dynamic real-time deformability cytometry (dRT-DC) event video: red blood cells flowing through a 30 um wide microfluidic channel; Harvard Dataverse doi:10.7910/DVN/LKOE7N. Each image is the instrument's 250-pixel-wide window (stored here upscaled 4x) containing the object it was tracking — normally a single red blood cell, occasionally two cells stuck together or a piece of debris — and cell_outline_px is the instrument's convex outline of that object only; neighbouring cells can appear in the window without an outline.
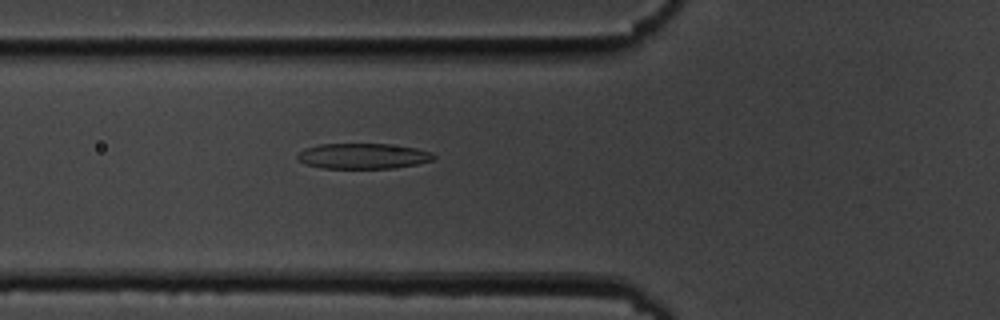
{"species": "common noctule bat (a hibernating species)", "species_latin": "Nyctalus noctula", "temperature_condition": "cold", "stored_images_in_passage": 56, "camera_frame_rate_fps": 3000, "um_per_image_px": 0.085, "animal": {"sex": "male", "body_mass_g": 19.5, "forearm_length_mm": 54.6}, "frame": {"image": 1, "passage_image": 21, "time_ms": 6.667, "image_size_px": [1000, 320], "cell_outline_px": [[436, 156], [432, 160], [416, 164], [392, 168], [320, 168], [304, 164], [296, 156], [304, 148], [320, 144], [388, 144], [416, 148], [432, 152]], "centroid_in_image_um": [30.84, 13.26], "position_along_channel_um": 95.0, "area_um2": 20.17}}
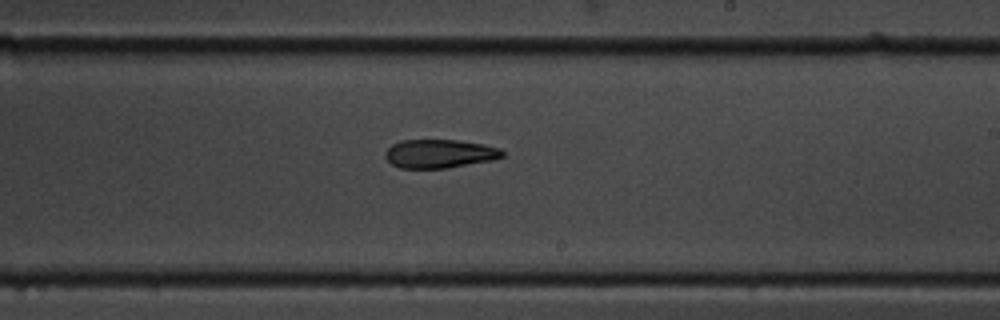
{"frame": {"image": 2, "passage_image": 34, "time_ms": 11.0, "image_size_px": [1000, 320], "cell_outline_px": [[504, 156], [492, 160], [448, 168], [400, 168], [392, 164], [384, 156], [384, 152], [392, 144], [400, 140], [456, 140], [484, 144], [500, 148], [504, 152]], "centroid_in_image_um": [37.35, 13.06], "position_along_channel_um": 251.6, "area_um2": 19.59}}
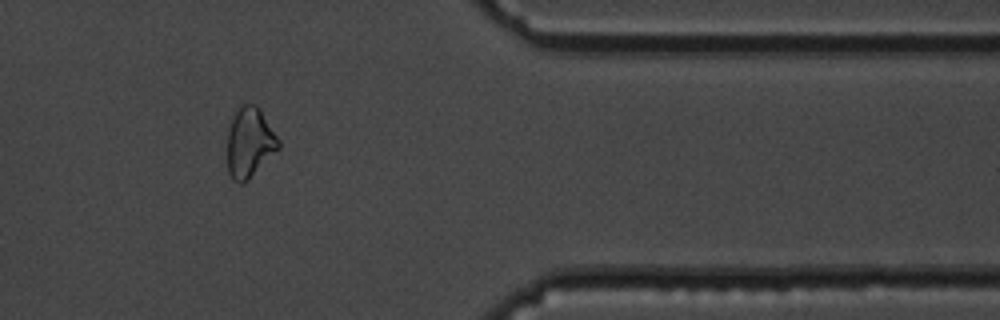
{"frame": {"image": 3, "passage_image": 47, "time_ms": 15.333, "image_size_px": [1000, 320], "cell_outline_px": [[280, 148], [248, 180], [240, 184], [232, 180], [228, 172], [228, 132], [232, 120], [240, 104], [256, 104], [260, 108], [280, 140]], "centroid_in_image_um": [21.24, 12.12], "position_along_channel_um": 390.2, "area_um2": 20.92}, "authors_computed_cell_mechanics": {"area_um2": 20.8947, "velocity_mm_per_s": 3.6145, "shape_relaxation_time_tau1_ms": 5.1418, "shape_relaxation_time_tau2_ms": 5.5939, "deformation_change_tau1": 0.1458, "deformation_change_tau2": 0.1423}}